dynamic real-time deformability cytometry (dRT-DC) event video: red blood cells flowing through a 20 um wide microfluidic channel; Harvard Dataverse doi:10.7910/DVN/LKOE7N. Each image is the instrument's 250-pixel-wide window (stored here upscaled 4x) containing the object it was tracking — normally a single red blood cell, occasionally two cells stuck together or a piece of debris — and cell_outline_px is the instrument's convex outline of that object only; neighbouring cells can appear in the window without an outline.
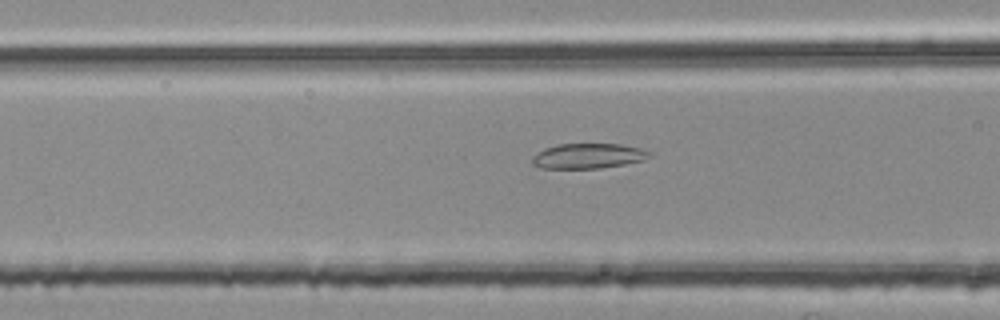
{"species": "common noctule bat (a hibernating species)", "species_latin": "Nyctalus noctula", "temperature_condition": "room temperature", "stored_images_in_passage": 37, "camera_frame_rate_fps": 3000, "um_per_image_px": 0.085, "animal": {"sex": "female", "body_mass_g": 25.1}, "frame": {"image": 1, "passage_image": 4, "time_ms": 1.0, "image_size_px": [1000, 320], "cell_outline_px": [[652, 156], [644, 160], [624, 164], [600, 168], [540, 168], [532, 164], [532, 156], [544, 148], [556, 144], [620, 144], [640, 148], [652, 152]], "centroid_in_image_um": [49.99, 13.25], "position_along_channel_um": 116.6, "area_um2": 17.22}}
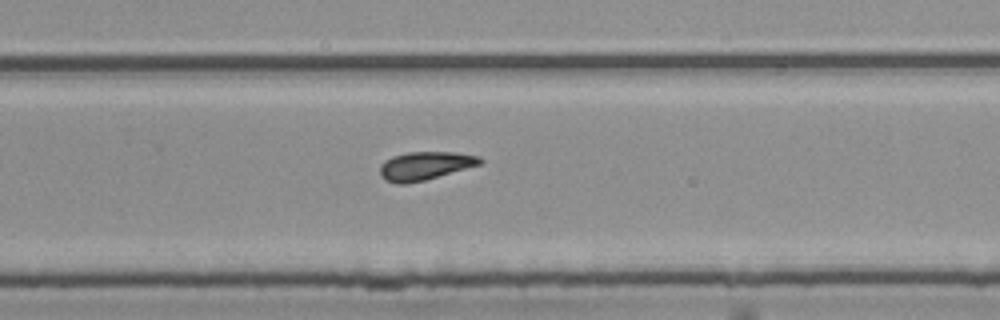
{"frame": {"image": 2, "passage_image": 18, "time_ms": 5.667, "image_size_px": [1000, 320], "cell_outline_px": [[484, 160], [480, 164], [424, 180], [404, 184], [400, 184], [384, 180], [380, 176], [380, 164], [384, 160], [392, 156], [408, 152], [456, 152], [480, 156]], "centroid_in_image_um": [36.1, 14.08], "position_along_channel_um": 293.7, "area_um2": 16.47}}
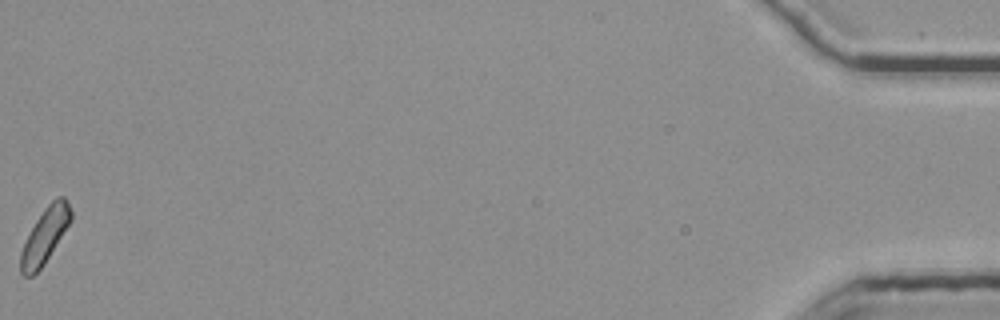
{"frame": {"image": 3, "passage_image": 37, "time_ms": 12.0, "image_size_px": [1000, 320], "cell_outline_px": [[72, 216], [68, 224], [44, 264], [32, 276], [24, 276], [20, 272], [20, 252], [36, 220], [44, 208], [56, 196], [64, 196], [68, 200], [72, 212]], "centroid_in_image_um": [3.81, 20.0], "position_along_channel_um": 431.4, "area_um2": 15.78}}